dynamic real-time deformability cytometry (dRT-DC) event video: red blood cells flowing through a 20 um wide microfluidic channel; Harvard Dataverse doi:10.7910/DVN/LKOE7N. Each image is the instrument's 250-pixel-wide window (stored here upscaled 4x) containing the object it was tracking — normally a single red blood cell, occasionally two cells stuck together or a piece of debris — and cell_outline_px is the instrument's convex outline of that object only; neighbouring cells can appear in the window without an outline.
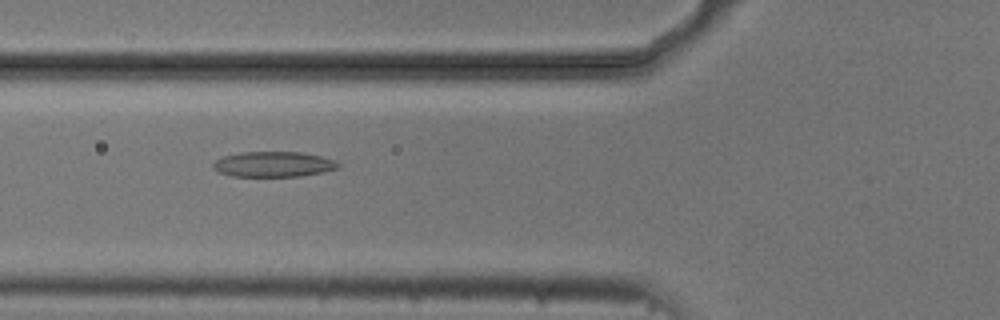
{"species": "common noctule bat (a hibernating species)", "species_latin": "Nyctalus noctula", "temperature_condition": "cold", "stored_images_in_passage": 39, "camera_frame_rate_fps": 3000, "um_per_image_px": 0.085, "animal": {"sex": "male", "body_mass_g": 20.5, "forearm_length_mm": 52.5}, "frame": {"image": 1, "passage_image": 5, "time_ms": 1.333, "image_size_px": [1000, 320], "cell_outline_px": [[340, 168], [324, 172], [300, 176], [232, 176], [220, 172], [212, 168], [212, 164], [216, 160], [224, 156], [240, 152], [300, 152], [320, 156], [336, 160], [340, 164]], "centroid_in_image_um": [23.27, 13.96], "position_along_channel_um": 102.5, "area_um2": 18.5}}
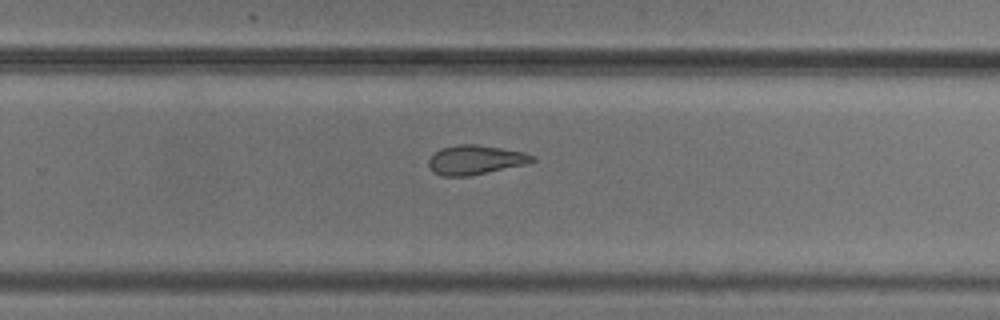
{"frame": {"image": 2, "passage_image": 20, "time_ms": 6.333, "image_size_px": [1000, 320], "cell_outline_px": [[536, 160], [528, 164], [468, 176], [440, 176], [432, 172], [428, 164], [428, 160], [440, 148], [456, 144], [476, 144], [524, 152], [536, 156]], "centroid_in_image_um": [40.41, 13.59], "position_along_channel_um": 289.4, "area_um2": 17.86}}
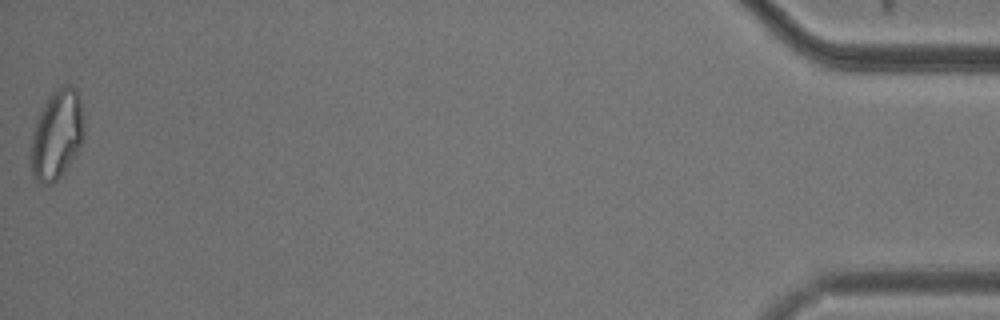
{"frame": {"image": 3, "passage_image": 39, "time_ms": 12.667, "image_size_px": [1000, 320], "cell_outline_px": [[84, 136], [76, 152], [60, 176], [52, 184], [44, 184], [36, 180], [32, 176], [32, 132], [36, 120], [48, 96], [56, 88], [64, 84], [72, 84], [76, 88], [80, 100], [84, 124]], "centroid_in_image_um": [4.84, 11.39], "position_along_channel_um": 430.4, "area_um2": 27.4}, "authors_computed_cell_mechanics": {"area_um2": 18.207, "velocity_mm_per_s": 3.7351, "shape_relaxation_time_tau1_ms": null, "shape_relaxation_time_tau2_ms": 4.6361, "deformation_change_tau1": null, "deformation_change_tau2": 0.1386}}